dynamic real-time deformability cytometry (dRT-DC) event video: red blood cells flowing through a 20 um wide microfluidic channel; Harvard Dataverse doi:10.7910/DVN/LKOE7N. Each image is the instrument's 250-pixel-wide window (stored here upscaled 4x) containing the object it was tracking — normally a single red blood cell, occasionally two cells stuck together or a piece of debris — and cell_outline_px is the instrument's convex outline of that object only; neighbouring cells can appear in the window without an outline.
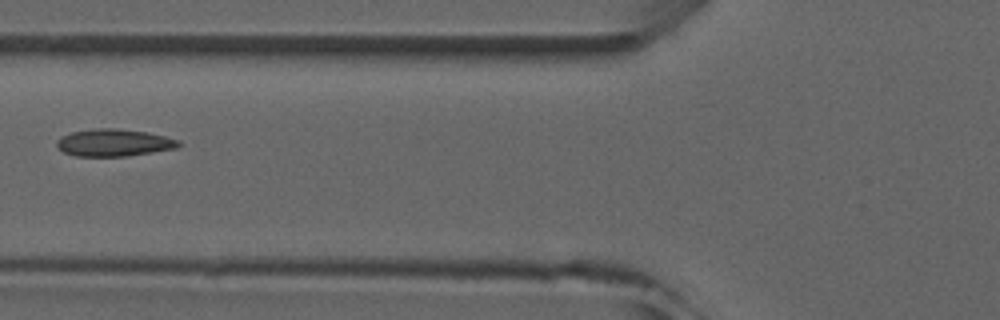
{"species": "common noctule bat (a hibernating species)", "species_latin": "Nyctalus noctula", "temperature_condition": "room temperature", "stored_images_in_passage": 6, "camera_frame_rate_fps": 3000, "um_per_image_px": 0.085, "animal": {"sex": "male", "forearm_length_mm": 52.5}, "frame": {"image": 1, "passage_image": 6, "time_ms": 5.667, "image_size_px": [1000, 320], "cell_outline_px": [[180, 144], [176, 148], [128, 156], [76, 156], [64, 152], [56, 144], [56, 140], [60, 136], [72, 132], [96, 128], [112, 128], [148, 132], [180, 140]], "centroid_in_image_um": [9.67, 12.12], "position_along_channel_um": 116.1, "area_um2": 19.25}}